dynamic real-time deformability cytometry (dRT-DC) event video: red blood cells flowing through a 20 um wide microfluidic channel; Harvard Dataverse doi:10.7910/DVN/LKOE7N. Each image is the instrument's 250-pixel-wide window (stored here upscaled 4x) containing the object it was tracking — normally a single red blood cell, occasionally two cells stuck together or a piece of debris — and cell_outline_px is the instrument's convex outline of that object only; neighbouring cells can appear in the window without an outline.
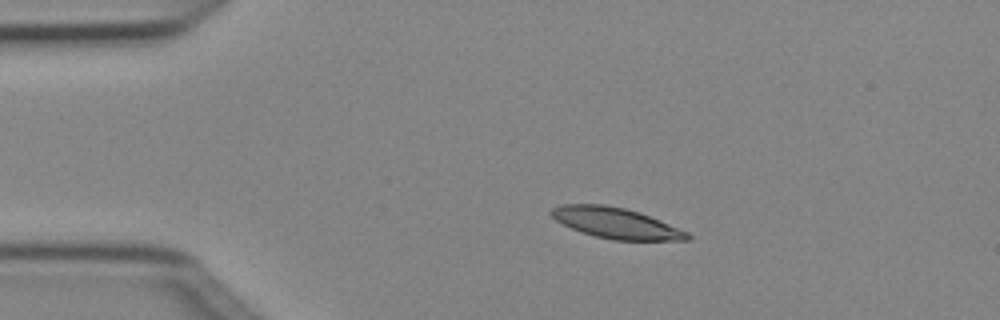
{"species": "Egyptian fruit bat (a non-hibernating species)", "species_latin": "Rousettus aegyptiacus", "temperature_condition": "cold", "stored_images_in_passage": 3, "camera_frame_rate_fps": 3000, "um_per_image_px": 0.085, "animal": {"sex": "female"}, "frame": {"image": 1, "passage_image": 2, "time_ms": 0.333, "image_size_px": [1000, 320], "cell_outline_px": [[692, 236], [688, 240], [612, 240], [580, 232], [556, 220], [548, 212], [552, 208], [560, 204], [604, 204], [624, 208], [640, 212], [688, 232]], "centroid_in_image_um": [52.34, 18.95], "position_along_channel_um": 32.7, "area_um2": 24.28}}